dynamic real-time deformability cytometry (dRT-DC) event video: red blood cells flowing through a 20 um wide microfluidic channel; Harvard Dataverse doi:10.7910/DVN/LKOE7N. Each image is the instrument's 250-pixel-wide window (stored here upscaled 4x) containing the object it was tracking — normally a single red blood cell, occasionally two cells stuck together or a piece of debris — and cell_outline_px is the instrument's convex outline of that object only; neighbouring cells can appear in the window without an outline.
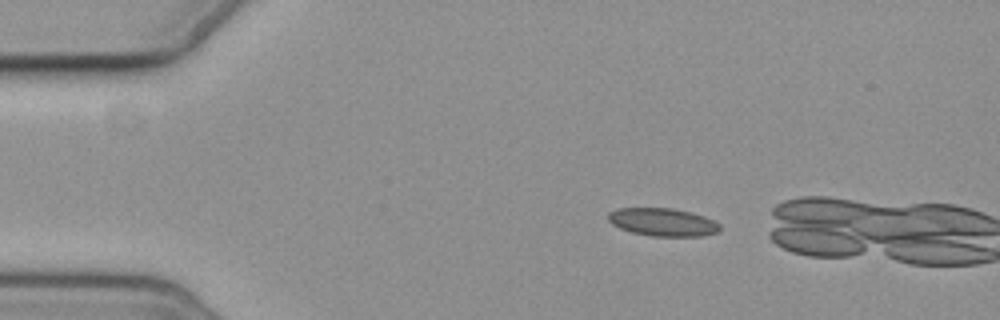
{"species": "common noctule bat (a hibernating species)", "species_latin": "Nyctalus noctula", "temperature_condition": "cold", "stored_images_in_passage": 3, "camera_frame_rate_fps": 3000, "um_per_image_px": 0.085, "animal": {"sex": "female", "body_mass_g": 19.3, "forearm_length_mm": 54.1}, "frame": {"image": 1, "passage_image": 2, "time_ms": 1.333, "image_size_px": [1000, 320], "cell_outline_px": [[720, 232], [704, 236], [652, 236], [632, 232], [620, 228], [612, 224], [608, 220], [608, 212], [616, 208], [672, 208], [692, 212], [704, 216], [720, 224]], "centroid_in_image_um": [56.35, 18.88], "position_along_channel_um": 28.7, "area_um2": 18.32}}